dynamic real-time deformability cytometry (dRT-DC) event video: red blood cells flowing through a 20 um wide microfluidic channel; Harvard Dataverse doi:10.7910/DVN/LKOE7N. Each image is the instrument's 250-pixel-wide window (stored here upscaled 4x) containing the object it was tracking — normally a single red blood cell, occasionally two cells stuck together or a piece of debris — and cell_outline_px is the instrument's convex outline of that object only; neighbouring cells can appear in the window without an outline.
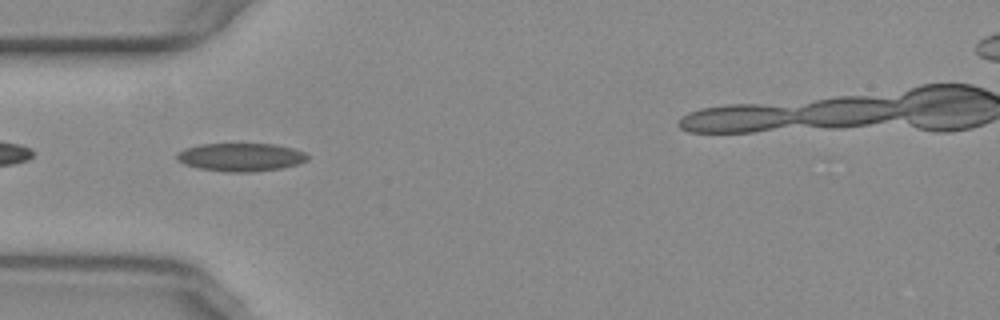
{"species": "common noctule bat (a hibernating species)", "species_latin": "Nyctalus noctula", "temperature_condition": "warm", "stored_images_in_passage": 35, "camera_frame_rate_fps": 3000, "um_per_image_px": 0.085, "animal": {"sex": "female", "body_mass_g": 29.2, "forearm_length_mm": 56.3}, "frame": {"image": 1, "passage_image": 2, "time_ms": 0.333, "image_size_px": [1000, 320], "cell_outline_px": [[308, 160], [296, 164], [280, 168], [252, 172], [224, 172], [200, 168], [184, 164], [176, 160], [176, 152], [184, 148], [200, 144], [272, 144], [292, 148], [304, 152], [308, 156]], "centroid_in_image_um": [20.41, 13.36], "position_along_channel_um": 64.6, "area_um2": 21.44}}
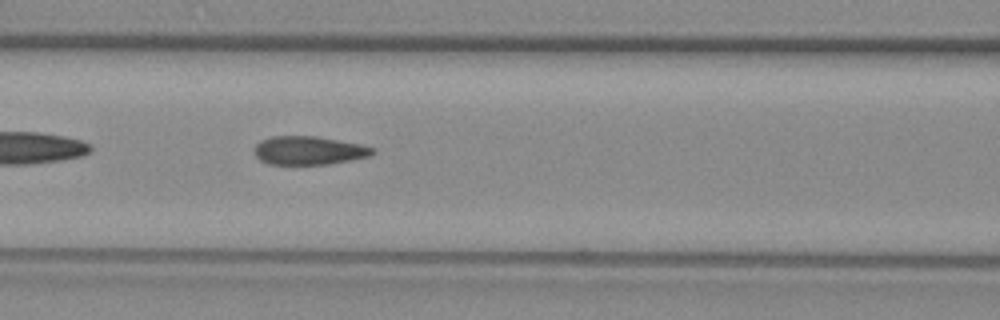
{"frame": {"image": 2, "passage_image": 8, "time_ms": 2.333, "image_size_px": [1000, 320], "cell_outline_px": [[376, 152], [368, 156], [352, 160], [328, 164], [268, 164], [260, 160], [252, 152], [256, 144], [260, 140], [272, 136], [316, 136], [360, 144], [376, 148]], "centroid_in_image_um": [26.23, 12.79], "position_along_channel_um": 140.4, "area_um2": 19.77}}
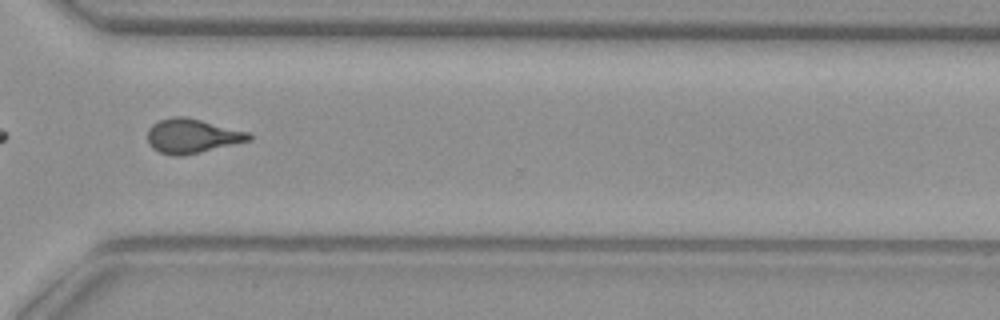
{"frame": {"image": 3, "passage_image": 25, "time_ms": 8.0, "image_size_px": [1000, 320], "cell_outline_px": [[252, 140], [200, 152], [180, 156], [172, 156], [160, 152], [152, 148], [148, 144], [148, 128], [152, 124], [160, 120], [172, 116], [184, 116], [248, 132], [252, 136]], "centroid_in_image_um": [16.29, 11.56], "position_along_channel_um": 354.3, "area_um2": 20.17}, "authors_computed_cell_mechanics": {"area_um2": 20.1722, "velocity_mm_per_s": 3.7849, "shape_relaxation_time_tau1_ms": null, "shape_relaxation_time_tau2_ms": 1.5053, "deformation_change_tau1": null, "deformation_change_tau2": 0.0735}}